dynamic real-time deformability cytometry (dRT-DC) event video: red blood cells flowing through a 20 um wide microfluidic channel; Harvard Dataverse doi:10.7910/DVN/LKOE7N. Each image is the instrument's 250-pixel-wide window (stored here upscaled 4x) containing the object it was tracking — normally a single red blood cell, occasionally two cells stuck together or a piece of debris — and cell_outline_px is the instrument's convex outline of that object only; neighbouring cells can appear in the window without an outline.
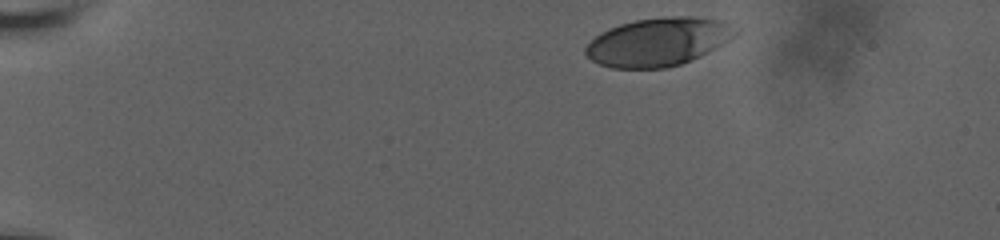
{"species": "human", "species_latin": "Homo sapiens", "temperature_condition": "room temperature", "stored_images_in_passage": 31, "camera_frame_rate_fps": 3000, "um_per_image_px": 0.085, "donor": {"sex": "male"}, "frame": {"image": 1, "passage_image": 1, "time_ms": 0.0, "image_size_px": [1000, 240], "cell_outline_px": [[740, 32], [728, 40], [700, 56], [680, 64], [664, 68], [612, 68], [600, 64], [592, 60], [584, 52], [584, 48], [600, 32], [608, 28], [620, 24], [636, 20], [664, 16], [696, 16], [724, 20], [740, 28]], "centroid_in_image_um": [55.99, 3.53], "position_along_channel_um": 29.0, "area_um2": 42.31}}
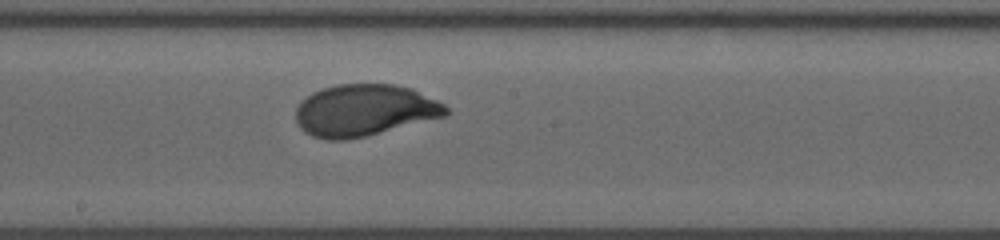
{"frame": {"image": 2, "passage_image": 18, "time_ms": 8.0, "image_size_px": [1000, 240], "cell_outline_px": [[452, 112], [448, 116], [348, 140], [328, 140], [312, 136], [304, 132], [296, 124], [296, 108], [312, 92], [336, 84], [392, 84], [412, 88], [444, 104]], "centroid_in_image_um": [31.0, 9.38], "position_along_channel_um": 217.2, "area_um2": 45.43}}
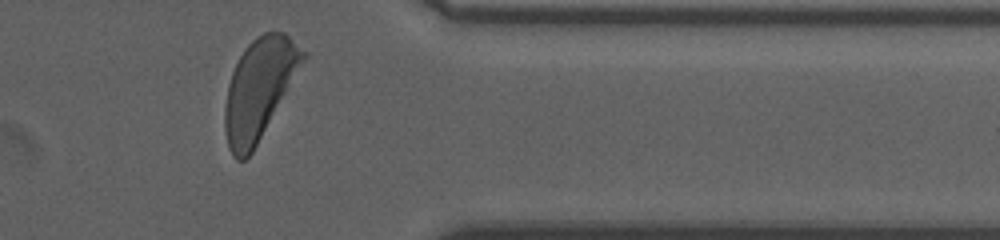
{"frame": {"image": 3, "passage_image": 30, "time_ms": 13.0, "image_size_px": [1000, 240], "cell_outline_px": [[308, 56], [252, 152], [244, 160], [236, 160], [232, 156], [228, 148], [224, 132], [224, 104], [228, 84], [232, 72], [244, 48], [256, 36], [264, 32], [284, 32], [308, 52]], "centroid_in_image_um": [22.02, 7.54], "position_along_channel_um": 389.4, "area_um2": 45.66}, "authors_computed_cell_mechanics": {"area_um2": 45.1996, "velocity_mm_per_s": 3.6161, "shape_relaxation_time_tau1_ms": 3.1874, "shape_relaxation_time_tau2_ms": null, "deformation_change_tau1": 0.1796, "deformation_change_tau2": null}}